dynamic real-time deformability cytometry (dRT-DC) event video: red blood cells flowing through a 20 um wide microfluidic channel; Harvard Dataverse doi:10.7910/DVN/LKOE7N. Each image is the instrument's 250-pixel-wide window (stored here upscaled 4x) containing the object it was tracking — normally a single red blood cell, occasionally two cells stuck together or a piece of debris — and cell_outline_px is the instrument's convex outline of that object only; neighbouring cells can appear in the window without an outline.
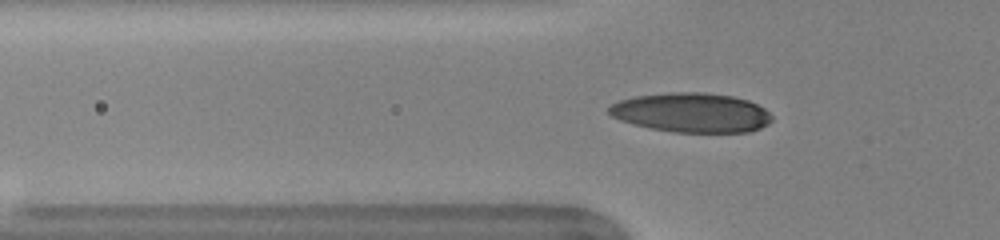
{"species": "human", "species_latin": "Homo sapiens", "temperature_condition": "warm", "stored_images_in_passage": 36, "camera_frame_rate_fps": 3000, "um_per_image_px": 0.085, "donor": {"sex": "female"}, "frame": {"image": 1, "passage_image": 6, "time_ms": 1.667, "image_size_px": [1000, 240], "cell_outline_px": [[772, 120], [768, 124], [760, 128], [748, 132], [672, 132], [632, 124], [620, 120], [612, 116], [608, 112], [608, 108], [612, 104], [620, 100], [636, 96], [668, 92], [704, 92], [732, 96], [748, 100], [764, 108], [772, 116]], "centroid_in_image_um": [58.78, 9.57], "position_along_channel_um": 67.0, "area_um2": 37.45}}